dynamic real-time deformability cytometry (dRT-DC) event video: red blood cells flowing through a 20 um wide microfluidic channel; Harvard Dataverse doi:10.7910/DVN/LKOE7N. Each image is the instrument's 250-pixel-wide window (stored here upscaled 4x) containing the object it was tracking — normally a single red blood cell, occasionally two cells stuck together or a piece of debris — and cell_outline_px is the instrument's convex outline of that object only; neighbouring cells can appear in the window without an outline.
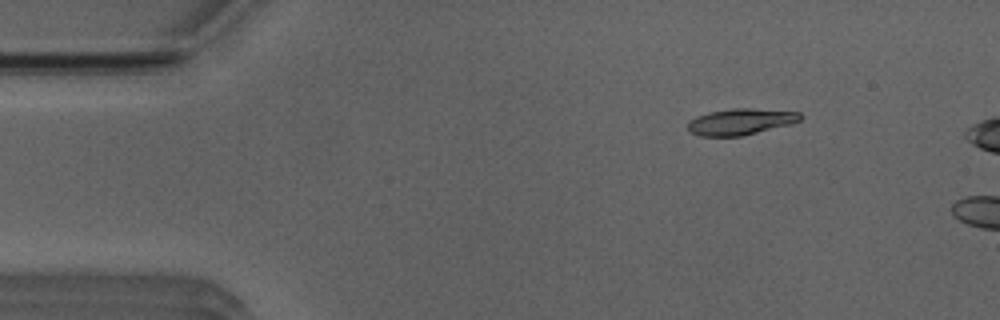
{"species": "Egyptian fruit bat (a non-hibernating species)", "species_latin": "Rousettus aegyptiacus", "temperature_condition": "room temperature", "stored_images_in_passage": 4, "camera_frame_rate_fps": 3000, "um_per_image_px": 0.085, "animal": {"sex": "male"}, "frame": {"image": 1, "passage_image": 1, "time_ms": 0.0, "image_size_px": [1000, 320], "cell_outline_px": [[804, 116], [800, 120], [788, 124], [740, 136], [700, 136], [692, 132], [688, 128], [688, 120], [696, 116], [708, 112], [736, 108], [752, 108], [800, 112]], "centroid_in_image_um": [62.93, 10.33], "position_along_channel_um": 22.1, "area_um2": 16.99}}